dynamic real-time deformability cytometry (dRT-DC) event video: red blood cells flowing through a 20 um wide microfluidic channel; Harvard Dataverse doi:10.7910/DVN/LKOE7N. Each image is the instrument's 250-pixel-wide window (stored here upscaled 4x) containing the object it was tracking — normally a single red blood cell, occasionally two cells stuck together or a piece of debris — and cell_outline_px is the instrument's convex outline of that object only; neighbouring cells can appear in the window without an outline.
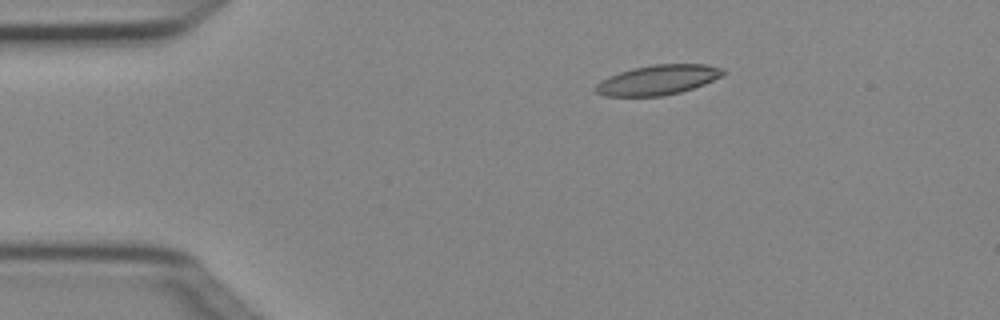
{"species": "Egyptian fruit bat (a non-hibernating species)", "species_latin": "Rousettus aegyptiacus", "temperature_condition": "cold", "stored_images_in_passage": 2, "camera_frame_rate_fps": 3000, "um_per_image_px": 0.085, "animal": {"sex": "female"}, "frame": {"image": 1, "passage_image": 1, "time_ms": 0.0, "image_size_px": [1000, 320], "cell_outline_px": [[724, 76], [704, 84], [680, 92], [660, 96], [604, 96], [596, 92], [592, 88], [600, 80], [608, 76], [620, 72], [652, 64], [704, 64], [724, 68]], "centroid_in_image_um": [55.91, 6.79], "position_along_channel_um": 29.1, "area_um2": 22.2}}